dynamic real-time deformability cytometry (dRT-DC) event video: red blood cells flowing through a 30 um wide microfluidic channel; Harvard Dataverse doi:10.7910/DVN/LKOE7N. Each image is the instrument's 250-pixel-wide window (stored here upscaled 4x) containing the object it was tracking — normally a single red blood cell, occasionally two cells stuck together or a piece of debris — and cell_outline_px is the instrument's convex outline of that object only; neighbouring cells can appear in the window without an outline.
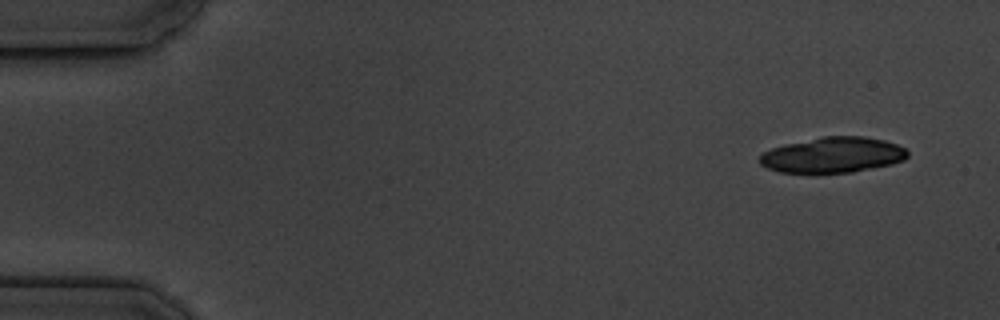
{"species": "common noctule bat (a hibernating species)", "species_latin": "Nyctalus noctula", "temperature_condition": "cold", "stored_images_in_passage": 7, "camera_frame_rate_fps": 3000, "um_per_image_px": 0.085, "animal": {"sex": "male", "body_mass_g": 19.5, "forearm_length_mm": 54.6}, "frame": {"image": 1, "passage_image": 1, "time_ms": 0.0, "image_size_px": [1000, 320], "cell_outline_px": [[908, 156], [904, 160], [892, 164], [852, 172], [780, 172], [768, 168], [760, 164], [756, 160], [764, 152], [772, 148], [784, 144], [820, 136], [864, 136], [884, 140], [896, 144], [904, 148], [908, 152]], "centroid_in_image_um": [70.78, 13.16], "position_along_channel_um": 14.2, "area_um2": 30.63}}